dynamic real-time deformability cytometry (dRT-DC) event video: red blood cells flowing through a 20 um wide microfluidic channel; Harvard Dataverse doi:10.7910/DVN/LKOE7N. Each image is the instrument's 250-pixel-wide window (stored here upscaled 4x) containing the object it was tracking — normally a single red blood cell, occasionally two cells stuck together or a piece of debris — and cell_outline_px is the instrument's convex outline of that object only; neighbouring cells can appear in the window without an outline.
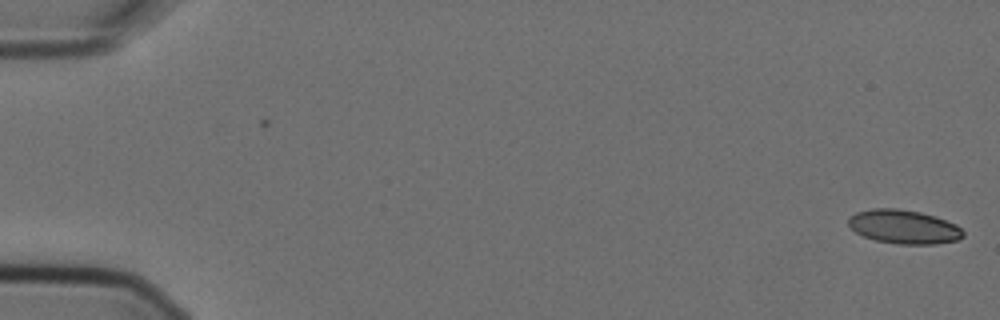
{"species": "Egyptian fruit bat (a non-hibernating species)", "species_latin": "Rousettus aegyptiacus", "temperature_condition": "cold", "stored_images_in_passage": 5, "camera_frame_rate_fps": 3000, "um_per_image_px": 0.085, "animal": {"sex": "female"}, "frame": {"image": 1, "passage_image": 1, "time_ms": 0.0, "image_size_px": [1000, 320], "cell_outline_px": [[964, 236], [960, 240], [936, 244], [896, 244], [876, 240], [864, 236], [856, 232], [848, 224], [848, 216], [856, 212], [872, 208], [896, 208], [920, 212], [936, 216], [956, 224], [964, 232]], "centroid_in_image_um": [76.84, 19.27], "position_along_channel_um": 8.2, "area_um2": 22.83}}